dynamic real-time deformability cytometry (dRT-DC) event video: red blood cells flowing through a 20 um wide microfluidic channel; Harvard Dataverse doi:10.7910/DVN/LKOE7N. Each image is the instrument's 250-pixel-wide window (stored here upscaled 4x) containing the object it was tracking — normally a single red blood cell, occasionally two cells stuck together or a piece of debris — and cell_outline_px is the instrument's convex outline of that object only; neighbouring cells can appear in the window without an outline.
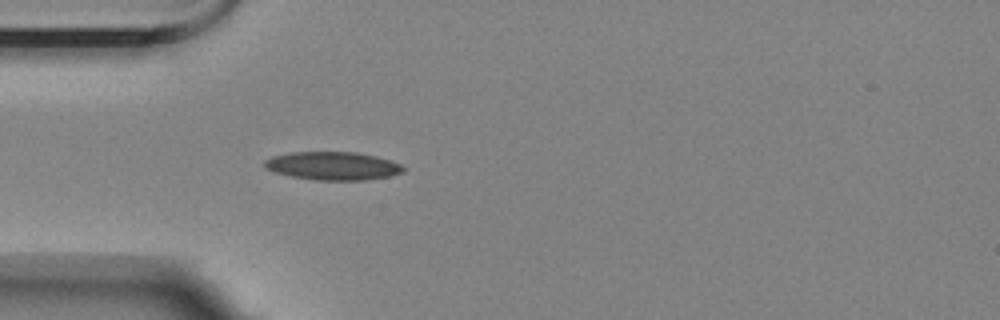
{"species": "Egyptian fruit bat (a non-hibernating species)", "species_latin": "Rousettus aegyptiacus", "temperature_condition": "room temperature", "stored_images_in_passage": 5, "camera_frame_rate_fps": 3000, "um_per_image_px": 0.085, "animal": {"sex": "female"}, "frame": {"image": 1, "passage_image": 5, "time_ms": 4.333, "image_size_px": [1000, 320], "cell_outline_px": [[404, 172], [388, 176], [364, 180], [316, 180], [292, 176], [276, 172], [264, 168], [264, 160], [272, 156], [292, 152], [356, 152], [376, 156], [392, 160], [400, 164], [404, 168]], "centroid_in_image_um": [28.29, 14.09], "position_along_channel_um": 56.7, "area_um2": 22.77}}